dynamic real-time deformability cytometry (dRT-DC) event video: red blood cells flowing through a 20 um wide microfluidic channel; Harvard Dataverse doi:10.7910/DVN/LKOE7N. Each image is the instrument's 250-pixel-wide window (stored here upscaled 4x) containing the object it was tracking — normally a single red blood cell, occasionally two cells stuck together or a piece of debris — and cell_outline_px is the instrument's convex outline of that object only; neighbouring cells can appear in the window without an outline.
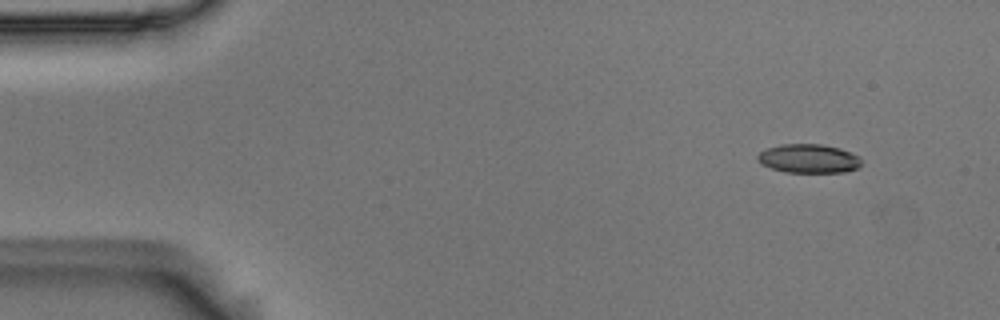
{"species": "Egyptian fruit bat (a non-hibernating species)", "species_latin": "Rousettus aegyptiacus", "temperature_condition": "room temperature", "stored_images_in_passage": 4, "camera_frame_rate_fps": 3000, "um_per_image_px": 0.085, "animal": {"sex": "male"}, "frame": {"image": 1, "passage_image": 1, "time_ms": 0.0, "image_size_px": [1000, 320], "cell_outline_px": [[860, 164], [856, 168], [844, 172], [784, 172], [760, 164], [756, 160], [756, 156], [764, 148], [780, 144], [824, 144], [840, 148], [860, 156]], "centroid_in_image_um": [68.68, 13.46], "position_along_channel_um": 16.3, "area_um2": 17.63}}
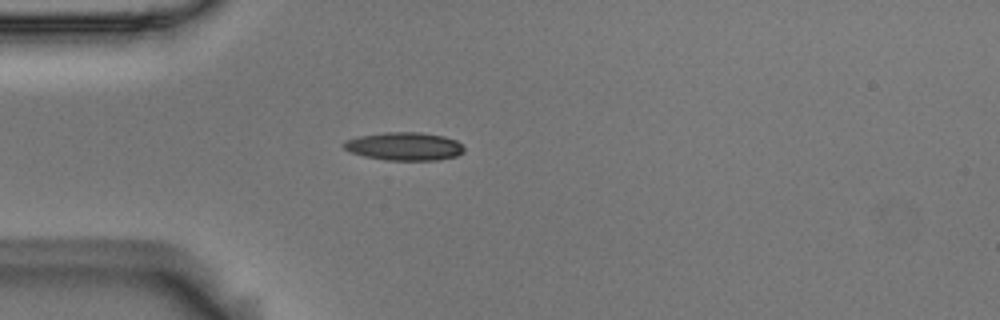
{"frame": {"image": 2, "passage_image": 4, "time_ms": 1.0, "image_size_px": [1000, 320], "cell_outline_px": [[464, 152], [456, 156], [436, 160], [384, 160], [364, 156], [352, 152], [344, 148], [340, 144], [344, 140], [356, 136], [384, 132], [420, 132], [444, 136], [456, 140], [464, 148]], "centroid_in_image_um": [34.32, 12.43], "position_along_channel_um": 50.7, "area_um2": 19.88}}